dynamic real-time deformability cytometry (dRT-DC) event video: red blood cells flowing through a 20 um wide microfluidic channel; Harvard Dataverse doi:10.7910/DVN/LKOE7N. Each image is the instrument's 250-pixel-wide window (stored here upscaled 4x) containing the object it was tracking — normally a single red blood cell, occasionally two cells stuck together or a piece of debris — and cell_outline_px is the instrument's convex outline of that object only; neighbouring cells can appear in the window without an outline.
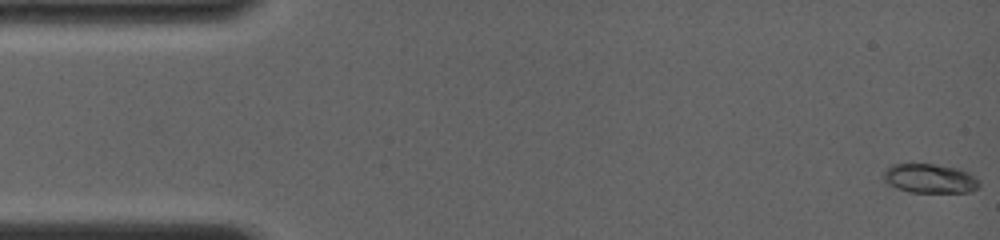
{"species": "common noctule bat (a hibernating species)", "species_latin": "Nyctalus noctula", "temperature_condition": "room temperature", "stored_images_in_passage": 35, "camera_frame_rate_fps": 4000, "um_per_image_px": 0.085, "animal": {"sex": "female", "body_mass_g": 19.0, "forearm_length_mm": 56.7}, "frame": {"image": 1, "passage_image": 1, "time_ms": 0.0, "image_size_px": [1000, 240], "cell_outline_px": [[980, 184], [976, 188], [968, 192], [908, 192], [896, 188], [888, 184], [884, 180], [884, 172], [892, 164], [936, 164], [956, 168], [968, 172], [976, 176], [980, 180]], "centroid_in_image_um": [79.05, 15.17], "position_along_channel_um": 5.9, "area_um2": 16.3}}
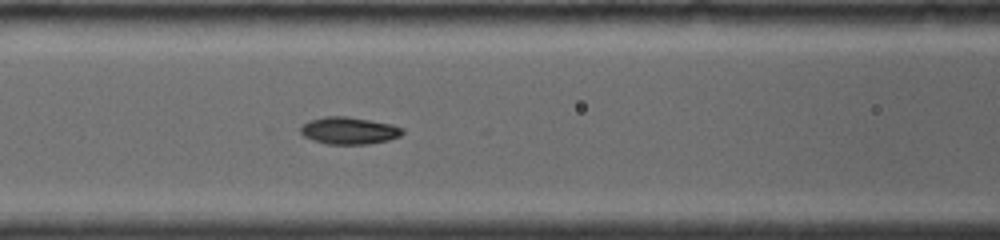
{"frame": {"image": 2, "passage_image": 17, "time_ms": 6.5, "image_size_px": [1000, 240], "cell_outline_px": [[404, 132], [400, 136], [388, 140], [368, 144], [328, 144], [312, 140], [304, 136], [300, 132], [300, 128], [308, 120], [324, 116], [344, 116], [392, 124], [404, 128]], "centroid_in_image_um": [29.66, 11.1], "position_along_channel_um": 136.9, "area_um2": 16.13}}
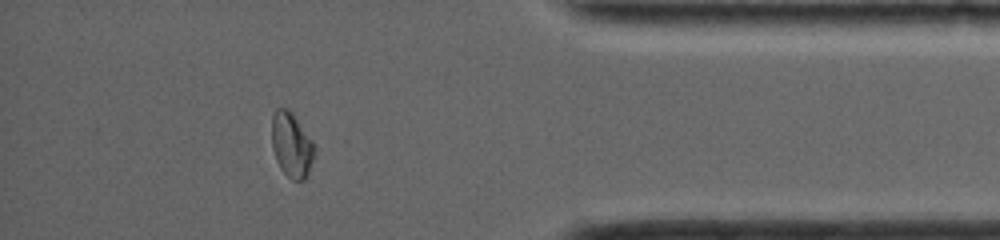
{"frame": {"image": 3, "passage_image": 30, "time_ms": 13.75, "image_size_px": [1000, 240], "cell_outline_px": [[316, 148], [308, 176], [304, 180], [292, 180], [280, 168], [276, 160], [272, 148], [272, 116], [276, 108], [288, 108], [292, 112], [312, 140]], "centroid_in_image_um": [24.79, 12.32], "position_along_channel_um": 410.4, "area_um2": 16.24}, "authors_computed_cell_mechanics": {"area_um2": 15.7794, "velocity_mm_per_s": 4.0248, "shape_relaxation_time_tau1_ms": 6.8572, "shape_relaxation_time_tau2_ms": null, "deformation_change_tau1": 0.2236, "deformation_change_tau2": null}}